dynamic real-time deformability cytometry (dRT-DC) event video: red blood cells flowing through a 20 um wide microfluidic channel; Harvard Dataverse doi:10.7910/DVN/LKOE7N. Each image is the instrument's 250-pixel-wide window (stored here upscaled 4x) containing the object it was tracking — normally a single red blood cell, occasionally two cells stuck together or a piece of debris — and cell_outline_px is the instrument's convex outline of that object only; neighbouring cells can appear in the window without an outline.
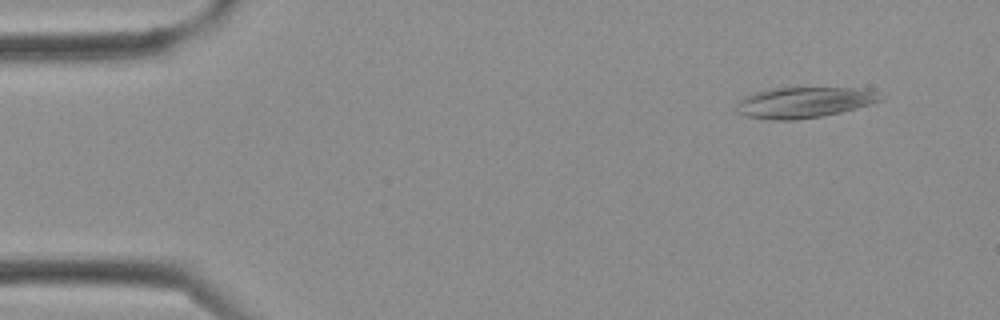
{"species": "Egyptian fruit bat (a non-hibernating species)", "species_latin": "Rousettus aegyptiacus", "temperature_condition": "cold", "stored_images_in_passage": 2, "camera_frame_rate_fps": 3000, "um_per_image_px": 0.085, "frame": {"image": 1, "passage_image": 1, "time_ms": 0.0, "image_size_px": [1000, 320], "cell_outline_px": [[880, 100], [856, 108], [824, 116], [796, 120], [772, 120], [744, 116], [736, 112], [736, 104], [744, 96], [756, 92], [772, 88], [864, 88], [876, 92]], "centroid_in_image_um": [68.25, 8.72], "position_along_channel_um": 16.7, "area_um2": 25.66}}
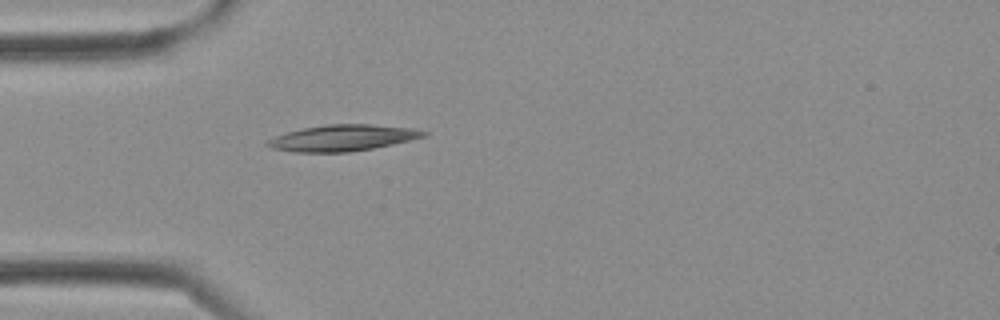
{"frame": {"image": 2, "passage_image": 2, "time_ms": 0.333, "image_size_px": [1000, 320], "cell_outline_px": [[428, 136], [392, 144], [372, 148], [348, 152], [292, 152], [272, 148], [264, 144], [268, 140], [276, 136], [288, 132], [304, 128], [328, 124], [368, 124], [412, 128], [428, 132]], "centroid_in_image_um": [29.13, 11.72], "position_along_channel_um": 55.9, "area_um2": 23.64}}